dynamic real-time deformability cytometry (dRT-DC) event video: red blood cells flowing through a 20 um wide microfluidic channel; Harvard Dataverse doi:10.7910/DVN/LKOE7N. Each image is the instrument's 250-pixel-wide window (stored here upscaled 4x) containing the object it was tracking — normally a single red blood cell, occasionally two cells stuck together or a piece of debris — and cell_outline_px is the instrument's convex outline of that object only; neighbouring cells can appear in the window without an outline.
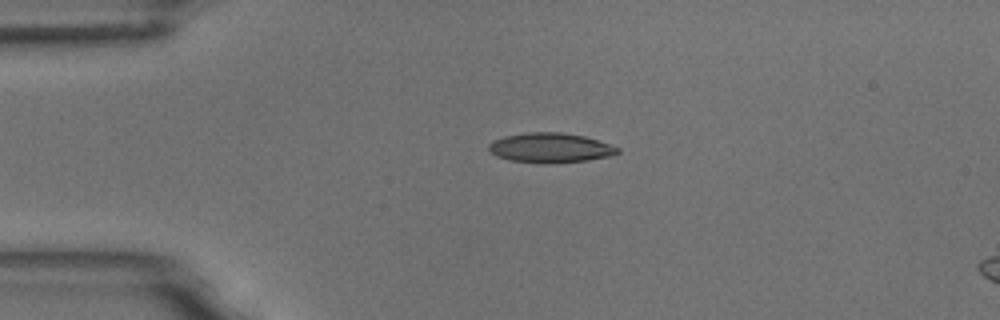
{"species": "common noctule bat (a hibernating species)", "species_latin": "Nyctalus noctula", "temperature_condition": "room temperature", "stored_images_in_passage": 3, "camera_frame_rate_fps": 3000, "um_per_image_px": 0.085, "animal": {"sex": "male", "body_mass_g": 18.8}, "frame": {"image": 1, "passage_image": 1, "time_ms": 0.0, "image_size_px": [1000, 320], "cell_outline_px": [[620, 152], [608, 156], [588, 160], [548, 164], [544, 164], [508, 160], [496, 156], [488, 148], [488, 144], [492, 140], [504, 136], [524, 132], [560, 132], [584, 136], [620, 148]], "centroid_in_image_um": [46.72, 12.56], "position_along_channel_um": 38.3, "area_um2": 22.43}}